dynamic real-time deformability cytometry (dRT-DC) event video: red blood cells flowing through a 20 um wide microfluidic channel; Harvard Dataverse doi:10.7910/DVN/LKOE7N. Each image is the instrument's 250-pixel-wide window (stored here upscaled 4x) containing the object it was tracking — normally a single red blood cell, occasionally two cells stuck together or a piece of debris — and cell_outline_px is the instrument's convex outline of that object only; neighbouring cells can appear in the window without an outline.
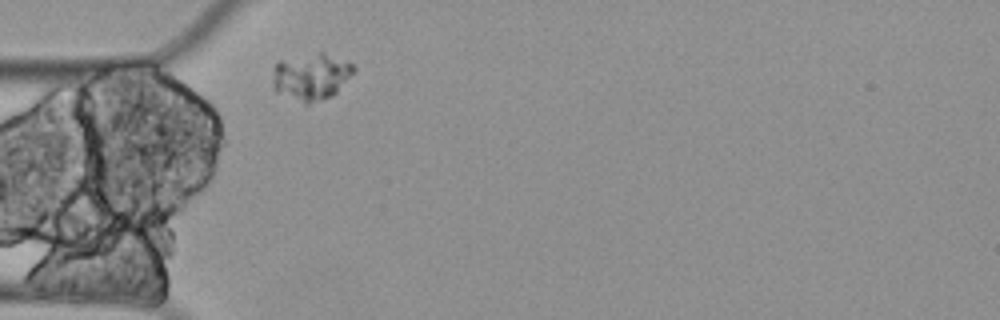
{"species": "Egyptian fruit bat (a non-hibernating species)", "species_latin": "Rousettus aegyptiacus", "temperature_condition": "cold", "stored_images_in_passage": 1, "camera_frame_rate_fps": 3000, "um_per_image_px": 0.085, "animal": {"sex": "female"}, "frame": {"image": 1, "passage_image": 1, "time_ms": 0.0, "image_size_px": [1000, 320], "cell_outline_px": [[356, 68], [336, 92], [332, 96], [308, 104], [304, 104], [276, 92], [272, 88], [272, 68], [280, 60], [320, 52], [324, 52], [348, 60]], "centroid_in_image_um": [26.41, 6.51], "position_along_channel_um": 58.6, "area_um2": 22.25}}